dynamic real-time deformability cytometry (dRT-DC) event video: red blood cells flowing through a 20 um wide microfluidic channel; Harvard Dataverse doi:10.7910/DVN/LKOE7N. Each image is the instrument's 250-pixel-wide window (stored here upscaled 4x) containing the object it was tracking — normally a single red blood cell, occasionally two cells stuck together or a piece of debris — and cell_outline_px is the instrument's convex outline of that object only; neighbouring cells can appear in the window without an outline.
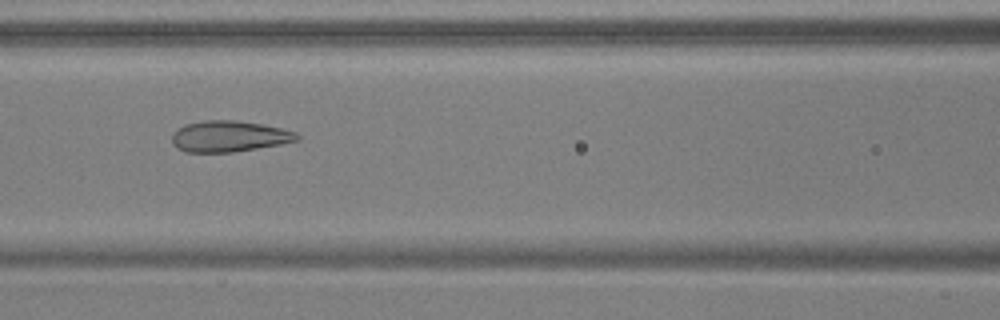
{"species": "common noctule bat (a hibernating species)", "species_latin": "Nyctalus noctula", "temperature_condition": "warm", "stored_images_in_passage": 53, "camera_frame_rate_fps": 3000, "um_per_image_px": 0.085, "animal": {"sex": "male", "body_mass_g": 17.9, "forearm_length_mm": 54.2}, "frame": {"image": 1, "passage_image": 24, "time_ms": 7.667, "image_size_px": [1000, 320], "cell_outline_px": [[300, 140], [280, 144], [232, 152], [184, 152], [176, 148], [172, 144], [172, 132], [176, 128], [184, 124], [204, 120], [236, 120], [284, 128], [296, 132], [300, 136]], "centroid_in_image_um": [19.44, 11.58], "position_along_channel_um": 147.2, "area_um2": 22.89}}
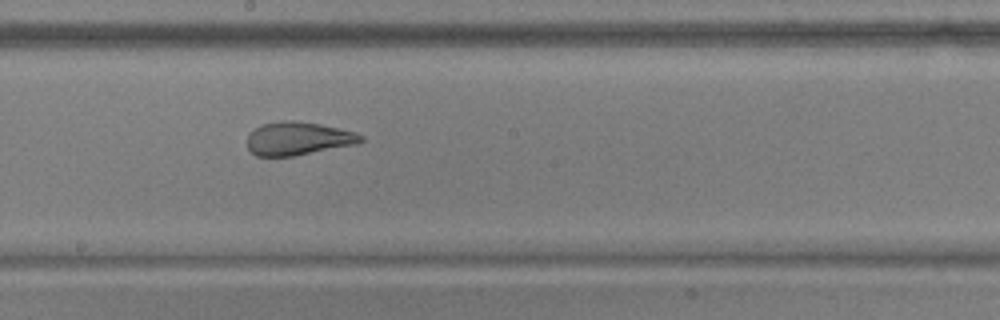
{"frame": {"image": 2, "passage_image": 30, "time_ms": 9.667, "image_size_px": [1000, 320], "cell_outline_px": [[364, 140], [356, 144], [292, 156], [256, 156], [248, 148], [248, 132], [260, 124], [280, 120], [292, 120], [320, 124], [356, 132], [364, 136]], "centroid_in_image_um": [25.31, 11.76], "position_along_channel_um": 222.9, "area_um2": 22.08}}
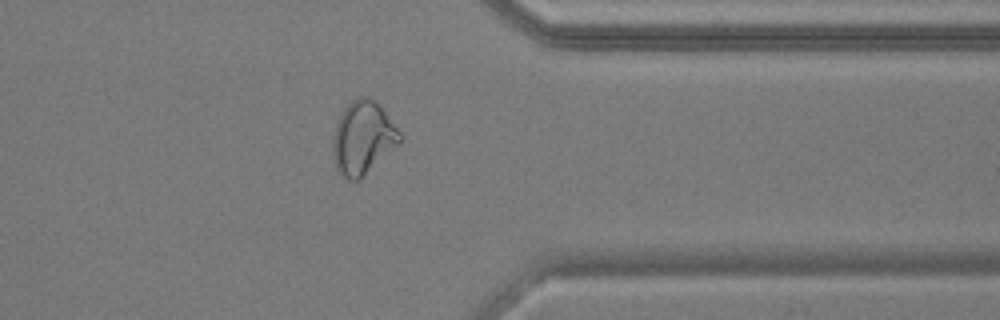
{"frame": {"image": 3, "passage_image": 43, "time_ms": 14.0, "image_size_px": [1000, 320], "cell_outline_px": [[400, 144], [360, 180], [348, 180], [336, 168], [332, 152], [332, 140], [336, 124], [344, 108], [352, 100], [360, 96], [368, 96], [376, 100], [400, 132]], "centroid_in_image_um": [30.84, 11.72], "position_along_channel_um": 380.6, "area_um2": 28.61}, "authors_computed_cell_mechanics": {"area_um2": 27.3972, "velocity_mm_per_s": 3.802, "shape_relaxation_time_tau1_ms": null, "shape_relaxation_time_tau2_ms": 0.8418, "deformation_change_tau1": null, "deformation_change_tau2": 0.0748}}